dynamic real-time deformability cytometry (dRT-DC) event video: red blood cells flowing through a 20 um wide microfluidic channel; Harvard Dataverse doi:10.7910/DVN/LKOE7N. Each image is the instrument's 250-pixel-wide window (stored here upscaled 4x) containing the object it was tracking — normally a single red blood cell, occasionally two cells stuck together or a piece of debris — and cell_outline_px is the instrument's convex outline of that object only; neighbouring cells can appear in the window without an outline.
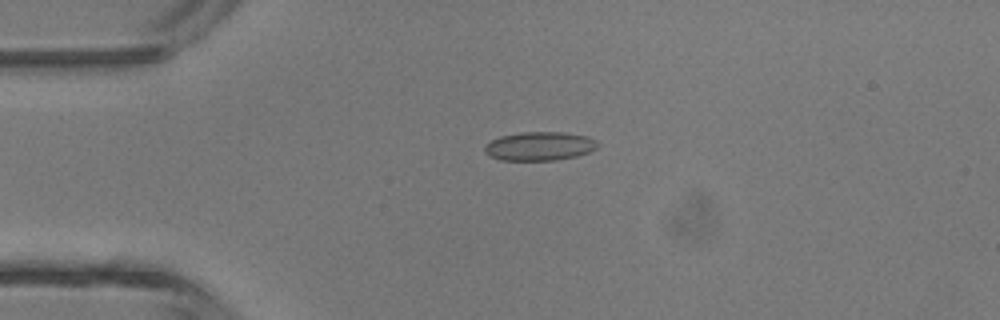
{"species": "common noctule bat (a hibernating species)", "species_latin": "Nyctalus noctula", "temperature_condition": "room temperature", "stored_images_in_passage": 3, "camera_frame_rate_fps": 3000, "um_per_image_px": 0.085, "animal": {"sex": "male", "body_mass_g": 13.3}, "frame": {"image": 1, "passage_image": 1, "time_ms": 0.0, "image_size_px": [1000, 320], "cell_outline_px": [[600, 144], [596, 148], [588, 152], [576, 156], [556, 160], [500, 160], [484, 152], [484, 144], [500, 136], [520, 132], [564, 132], [588, 136], [596, 140]], "centroid_in_image_um": [45.87, 12.41], "position_along_channel_um": 39.1, "area_um2": 19.02}}
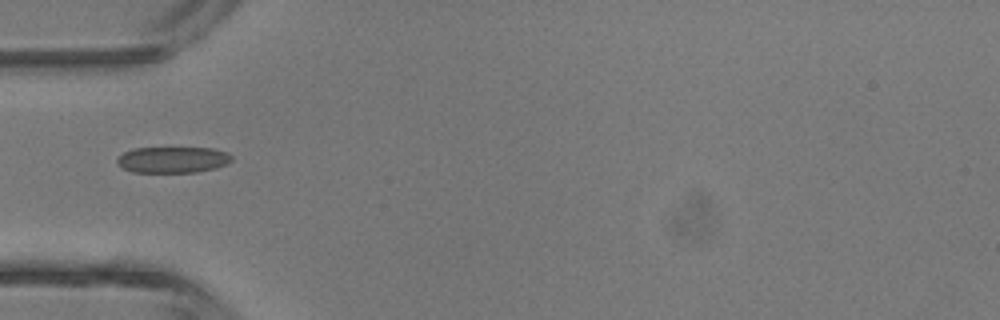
{"frame": {"image": 2, "passage_image": 2, "time_ms": 1.333, "image_size_px": [1000, 320], "cell_outline_px": [[232, 160], [228, 164], [216, 168], [196, 172], [132, 172], [116, 164], [116, 160], [124, 152], [132, 148], [212, 148], [228, 152], [232, 156]], "centroid_in_image_um": [14.7, 13.57], "position_along_channel_um": 70.3, "area_um2": 17.57}}
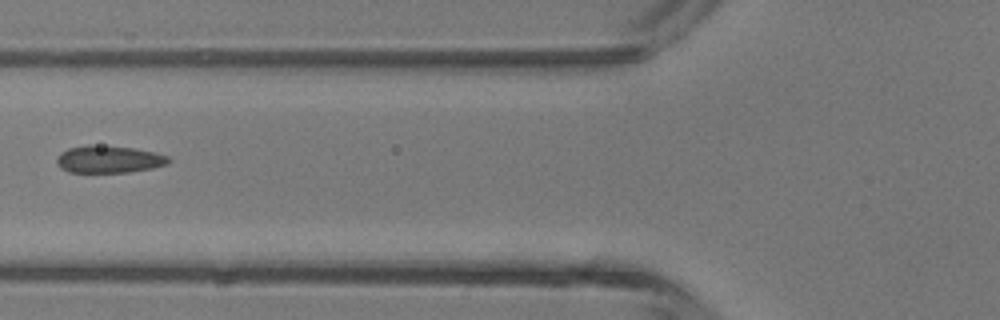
{"frame": {"image": 3, "passage_image": 3, "time_ms": 2.333, "image_size_px": [1000, 320], "cell_outline_px": [[172, 160], [168, 164], [152, 168], [128, 172], [68, 172], [60, 168], [56, 160], [60, 152], [68, 148], [88, 144], [136, 148], [156, 152], [168, 156]], "centroid_in_image_um": [9.27, 13.53], "position_along_channel_um": 116.5, "area_um2": 17.98}}